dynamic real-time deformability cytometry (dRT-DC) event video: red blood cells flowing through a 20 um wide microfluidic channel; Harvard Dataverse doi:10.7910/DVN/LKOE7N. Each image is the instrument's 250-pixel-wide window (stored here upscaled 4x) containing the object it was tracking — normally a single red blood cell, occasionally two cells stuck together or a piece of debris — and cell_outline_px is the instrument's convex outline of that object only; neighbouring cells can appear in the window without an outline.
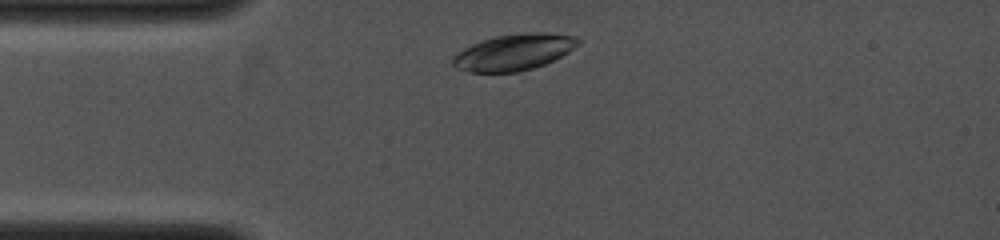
{"species": "common noctule bat (a hibernating species)", "species_latin": "Nyctalus noctula", "temperature_condition": "cold", "stored_images_in_passage": 4, "camera_frame_rate_fps": 4000, "um_per_image_px": 0.085, "animal": {"sex": "female", "body_mass_g": 19.0, "forearm_length_mm": 53.3}, "frame": {"image": 1, "passage_image": 1, "time_ms": 0.0, "image_size_px": [1000, 240], "cell_outline_px": [[580, 44], [568, 52], [544, 64], [532, 68], [516, 72], [472, 72], [456, 68], [452, 64], [452, 56], [456, 52], [472, 44], [496, 36], [528, 32], [548, 32], [576, 36], [580, 40]], "centroid_in_image_um": [43.68, 4.42], "position_along_channel_um": 41.3, "area_um2": 26.41}}
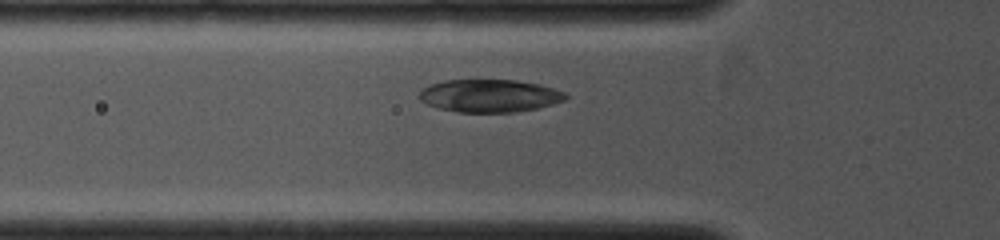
{"frame": {"image": 2, "passage_image": 3, "time_ms": 1.25, "image_size_px": [1000, 240], "cell_outline_px": [[568, 96], [564, 100], [552, 104], [536, 108], [516, 112], [460, 112], [440, 108], [428, 104], [420, 100], [420, 92], [428, 84], [444, 80], [516, 80], [540, 84], [564, 92]], "centroid_in_image_um": [41.61, 8.13], "position_along_channel_um": 84.2, "area_um2": 27.74}}